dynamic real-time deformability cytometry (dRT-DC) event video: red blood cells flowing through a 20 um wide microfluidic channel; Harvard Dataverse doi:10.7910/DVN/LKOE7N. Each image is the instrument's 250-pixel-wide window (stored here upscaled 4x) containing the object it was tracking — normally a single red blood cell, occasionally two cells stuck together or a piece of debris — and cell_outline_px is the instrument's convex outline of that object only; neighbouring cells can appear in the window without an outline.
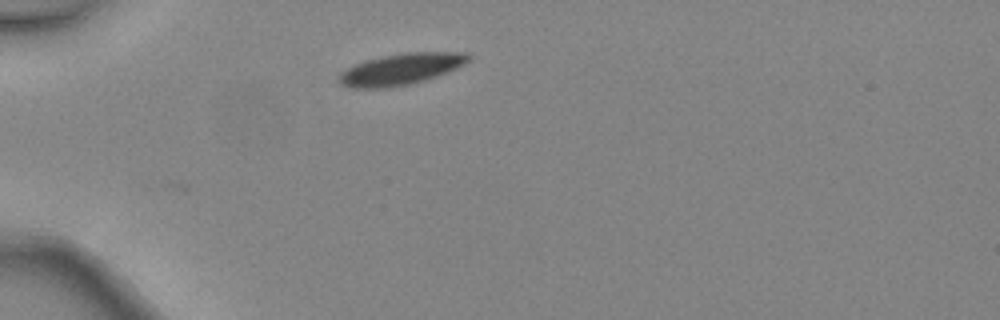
{"species": "common noctule bat (a hibernating species)", "species_latin": "Nyctalus noctula", "temperature_condition": "warm", "stored_images_in_passage": 3, "camera_frame_rate_fps": 3000, "um_per_image_px": 0.085, "animal": {"sex": "female", "body_mass_g": 24.6, "forearm_length_mm": 56.2}, "frame": {"image": 1, "passage_image": 2, "time_ms": 0.333, "image_size_px": [1000, 320], "cell_outline_px": [[472, 60], [456, 68], [436, 76], [424, 80], [408, 84], [384, 88], [352, 88], [340, 84], [336, 80], [348, 68], [356, 64], [368, 60], [384, 56], [404, 52], [464, 52], [472, 56]], "centroid_in_image_um": [34.12, 5.87], "position_along_channel_um": 50.9, "area_um2": 23.35}}